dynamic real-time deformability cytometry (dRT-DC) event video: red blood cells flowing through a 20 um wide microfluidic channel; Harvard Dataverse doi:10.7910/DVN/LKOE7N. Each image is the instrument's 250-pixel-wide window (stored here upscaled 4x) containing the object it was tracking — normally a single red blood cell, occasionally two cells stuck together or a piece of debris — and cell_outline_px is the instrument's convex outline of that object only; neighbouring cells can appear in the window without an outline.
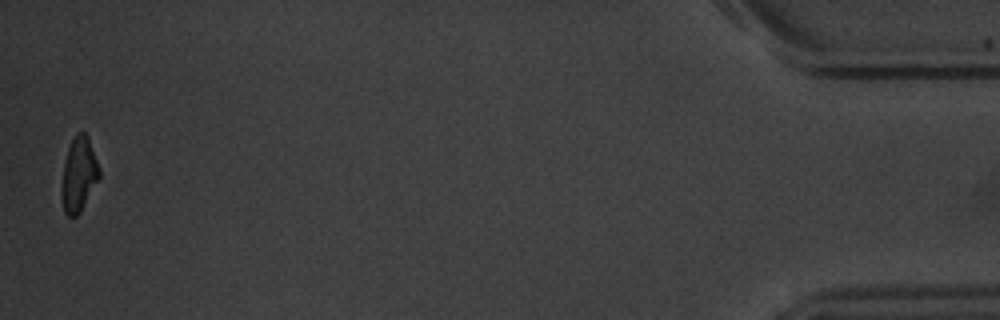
{"species": "common noctule bat (a hibernating species)", "species_latin": "Nyctalus noctula", "temperature_condition": "warm", "stored_images_in_passage": 16, "camera_frame_rate_fps": 3000, "um_per_image_px": 0.085, "animal": {"sex": "male", "body_mass_g": 20.1, "forearm_length_mm": 53.5}, "frame": {"image": 1, "passage_image": 16, "time_ms": 17.0, "image_size_px": [1000, 320], "cell_outline_px": [[100, 176], [80, 212], [76, 216], [68, 216], [64, 212], [60, 192], [60, 188], [64, 164], [68, 148], [76, 132], [84, 132], [88, 136], [100, 168]], "centroid_in_image_um": [6.68, 14.83], "position_along_channel_um": 428.5, "area_um2": 16.36}, "authors_computed_cell_mechanics": {"area_um2": 16.8198, "velocity_mm_per_s": 3.4955, "shape_relaxation_time_tau1_ms": 3.6236, "shape_relaxation_time_tau2_ms": 1.7514, "deformation_change_tau1": 0.1296, "deformation_change_tau2": 0.0789}}